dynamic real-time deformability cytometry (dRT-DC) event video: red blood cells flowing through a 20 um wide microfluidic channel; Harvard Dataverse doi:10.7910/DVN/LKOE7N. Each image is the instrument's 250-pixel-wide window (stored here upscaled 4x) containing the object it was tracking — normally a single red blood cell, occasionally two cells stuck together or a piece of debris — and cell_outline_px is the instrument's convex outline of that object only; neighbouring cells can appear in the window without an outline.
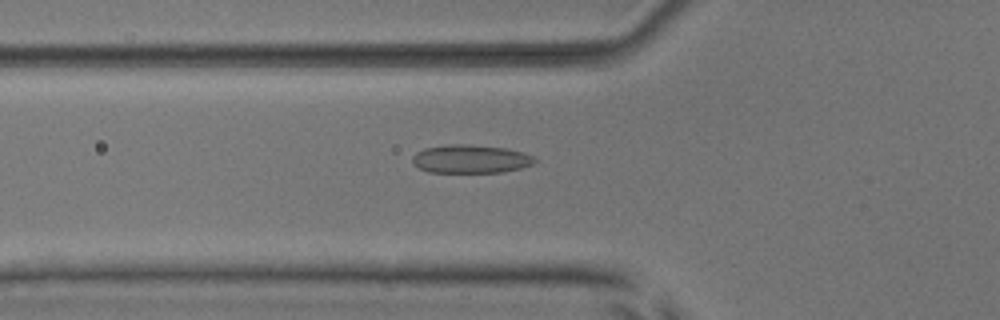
{"species": "common noctule bat (a hibernating species)", "species_latin": "Nyctalus noctula", "temperature_condition": "room temperature", "stored_images_in_passage": 53, "camera_frame_rate_fps": 3000, "um_per_image_px": 0.085, "animal": {"sex": "male", "body_mass_g": 17.9, "forearm_length_mm": 54.2}, "frame": {"image": 1, "passage_image": 19, "time_ms": 6.0, "image_size_px": [1000, 320], "cell_outline_px": [[536, 160], [532, 164], [520, 168], [504, 172], [428, 172], [412, 164], [412, 156], [416, 152], [424, 148], [452, 144], [464, 144], [508, 148], [524, 152], [532, 156]], "centroid_in_image_um": [39.98, 13.51], "position_along_channel_um": 85.8, "area_um2": 20.23}}
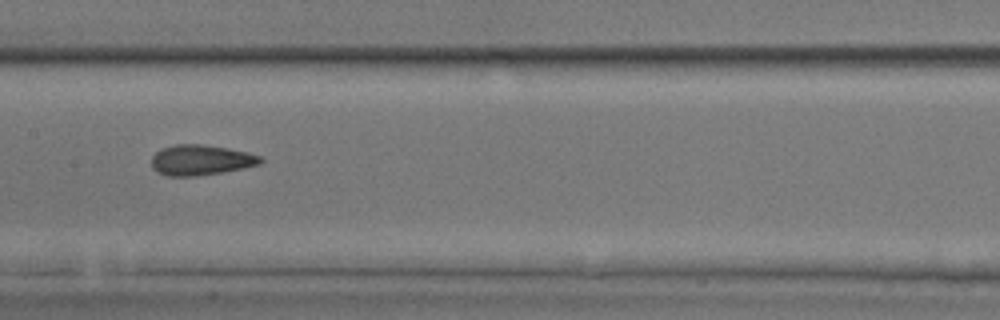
{"frame": {"image": 2, "passage_image": 27, "time_ms": 8.667, "image_size_px": [1000, 320], "cell_outline_px": [[264, 160], [260, 164], [244, 168], [196, 176], [168, 176], [156, 172], [152, 168], [152, 156], [160, 148], [176, 144], [200, 144], [228, 148], [248, 152], [260, 156]], "centroid_in_image_um": [17.05, 13.6], "position_along_channel_um": 190.3, "area_um2": 19.36}}
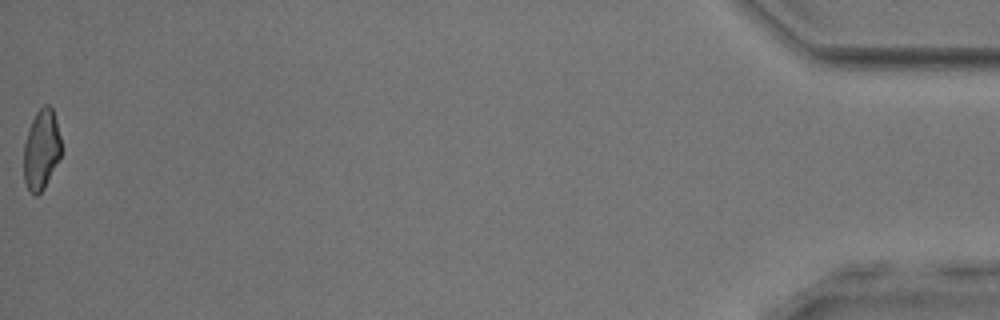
{"frame": {"image": 3, "passage_image": 53, "time_ms": 17.333, "image_size_px": [1000, 320], "cell_outline_px": [[60, 156], [44, 188], [36, 196], [28, 188], [24, 180], [24, 144], [28, 128], [36, 112], [44, 104], [48, 104], [52, 108], [56, 120], [60, 136]], "centroid_in_image_um": [3.5, 12.68], "position_along_channel_um": 431.7, "area_um2": 17.22}, "authors_computed_cell_mechanics": {"area_um2": 19.2474, "velocity_mm_per_s": 3.9051, "shape_relaxation_time_tau1_ms": 5.8461, "shape_relaxation_time_tau2_ms": 1.6662, "deformation_change_tau1": 0.1318, "deformation_change_tau2": 0.0919}}